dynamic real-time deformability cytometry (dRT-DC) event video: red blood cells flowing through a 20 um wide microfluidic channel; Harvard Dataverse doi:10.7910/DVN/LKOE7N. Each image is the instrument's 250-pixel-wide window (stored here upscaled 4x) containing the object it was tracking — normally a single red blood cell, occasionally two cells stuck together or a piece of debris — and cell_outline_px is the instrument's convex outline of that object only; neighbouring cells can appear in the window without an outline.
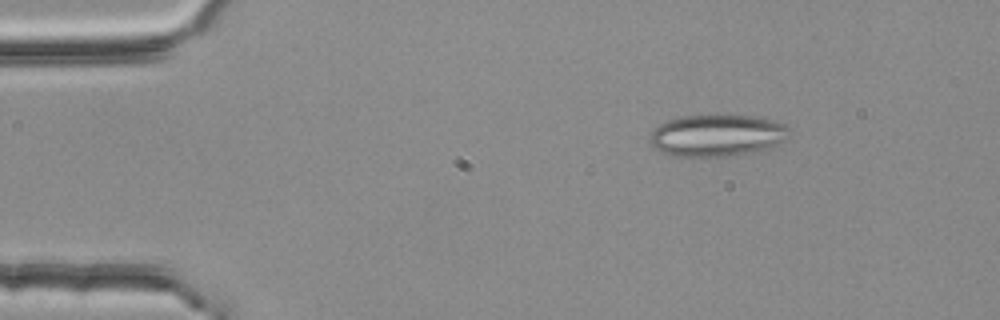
{"species": "common noctule bat (a hibernating species)", "species_latin": "Nyctalus noctula", "temperature_condition": "room temperature", "stored_images_in_passage": 5, "camera_frame_rate_fps": 3000, "um_per_image_px": 0.085, "animal": {"sex": "female", "body_mass_g": 25.1}, "frame": {"image": 1, "passage_image": 2, "time_ms": 0.333, "image_size_px": [1000, 320], "cell_outline_px": [[792, 128], [788, 140], [768, 148], [732, 156], [672, 156], [656, 148], [648, 140], [648, 136], [660, 124], [668, 120], [684, 116], [752, 116], [788, 124]], "centroid_in_image_um": [61.01, 11.52], "position_along_channel_um": 24.0, "area_um2": 33.93}}